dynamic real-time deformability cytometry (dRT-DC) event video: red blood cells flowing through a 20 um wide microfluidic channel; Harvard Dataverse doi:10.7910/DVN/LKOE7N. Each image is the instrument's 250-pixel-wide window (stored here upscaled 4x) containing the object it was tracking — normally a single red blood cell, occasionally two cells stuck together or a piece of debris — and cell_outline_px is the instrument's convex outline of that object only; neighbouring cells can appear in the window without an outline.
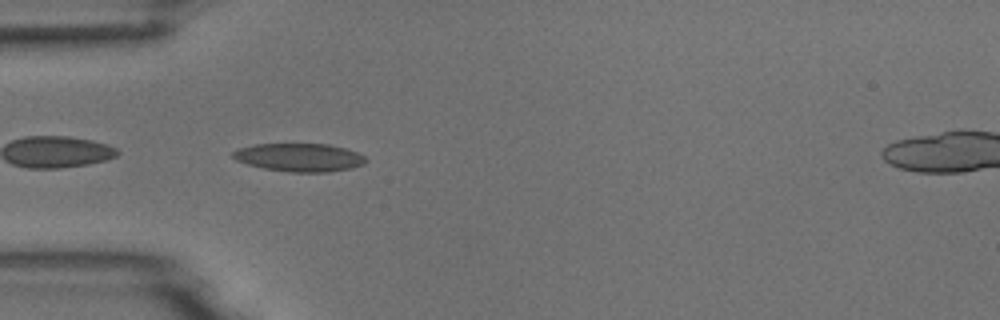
{"species": "common noctule bat (a hibernating species)", "species_latin": "Nyctalus noctula", "temperature_condition": "room temperature", "stored_images_in_passage": 5, "camera_frame_rate_fps": 3000, "um_per_image_px": 0.085, "animal": {"sex": "male", "body_mass_g": 18.8}, "frame": {"image": 1, "passage_image": 4, "time_ms": 1.0, "image_size_px": [1000, 320], "cell_outline_px": [[368, 160], [364, 164], [352, 168], [328, 172], [288, 172], [264, 168], [248, 164], [236, 160], [232, 156], [232, 152], [240, 148], [252, 144], [328, 144], [344, 148], [356, 152], [364, 156]], "centroid_in_image_um": [25.46, 13.38], "position_along_channel_um": 59.5, "area_um2": 21.79}}